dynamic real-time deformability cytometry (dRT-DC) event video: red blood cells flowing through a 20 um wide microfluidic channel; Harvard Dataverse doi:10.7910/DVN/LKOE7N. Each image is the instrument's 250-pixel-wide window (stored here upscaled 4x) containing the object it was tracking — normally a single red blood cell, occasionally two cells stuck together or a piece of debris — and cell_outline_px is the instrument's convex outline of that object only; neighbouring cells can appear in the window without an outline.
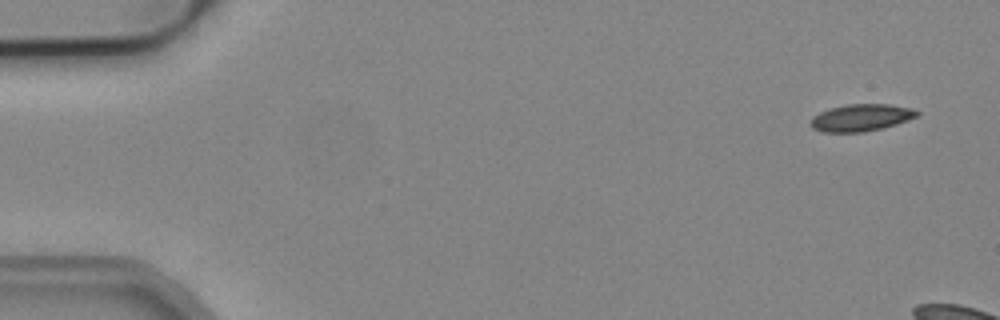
{"species": "common noctule bat (a hibernating species)", "species_latin": "Nyctalus noctula", "temperature_condition": "cold", "stored_images_in_passage": 6, "camera_frame_rate_fps": 3000, "um_per_image_px": 0.085, "animal": {"sex": "male", "body_mass_g": 19.2, "forearm_length_mm": 51.8}, "frame": {"image": 1, "passage_image": 1, "time_ms": 0.0, "image_size_px": [1000, 320], "cell_outline_px": [[920, 112], [916, 116], [908, 120], [884, 128], [864, 132], [820, 132], [812, 128], [808, 124], [812, 116], [828, 108], [848, 104], [888, 104], [912, 108]], "centroid_in_image_um": [73.14, 10.0], "position_along_channel_um": 11.9, "area_um2": 16.99}}
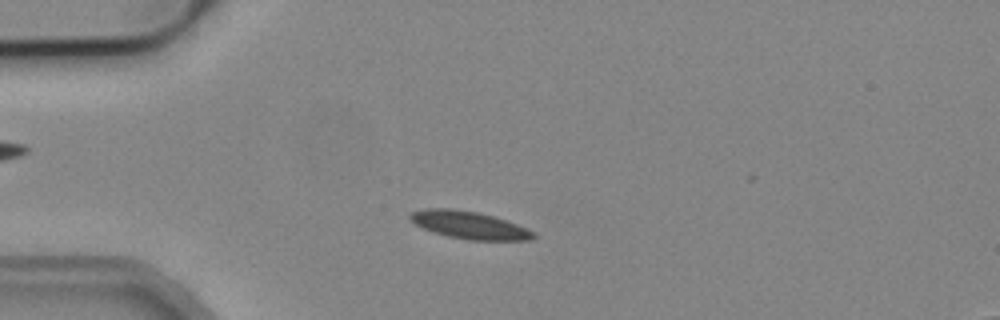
{"frame": {"image": 2, "passage_image": 5, "time_ms": 1.333, "image_size_px": [1000, 320], "cell_outline_px": [[536, 236], [532, 240], [468, 240], [448, 236], [412, 224], [408, 216], [412, 212], [424, 208], [452, 208], [476, 212], [492, 216], [516, 224], [532, 232]], "centroid_in_image_um": [39.82, 19.12], "position_along_channel_um": 45.2, "area_um2": 19.54}}